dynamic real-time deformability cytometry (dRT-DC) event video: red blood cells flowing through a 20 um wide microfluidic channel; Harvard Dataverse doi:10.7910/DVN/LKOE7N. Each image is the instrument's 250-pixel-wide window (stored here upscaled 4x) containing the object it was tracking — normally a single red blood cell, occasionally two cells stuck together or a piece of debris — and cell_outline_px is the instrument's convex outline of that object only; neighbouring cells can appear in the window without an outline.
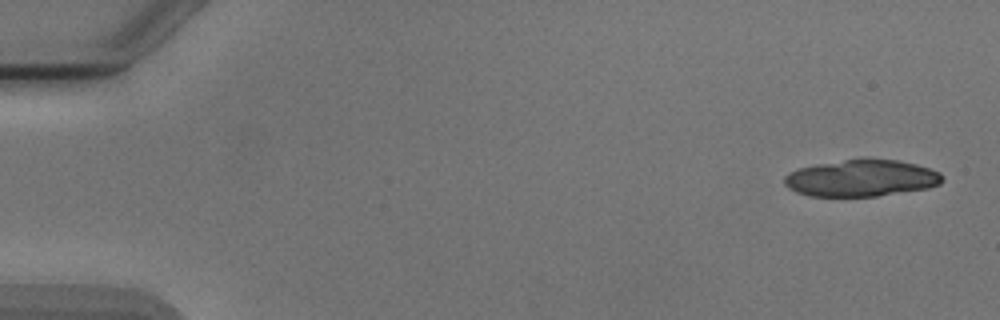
{"species": "Egyptian fruit bat (a non-hibernating species)", "species_latin": "Rousettus aegyptiacus", "temperature_condition": "cold", "stored_images_in_passage": 4, "camera_frame_rate_fps": 3000, "um_per_image_px": 0.085, "animal": {"sex": "male"}, "frame": {"image": 1, "passage_image": 1, "time_ms": 0.0, "image_size_px": [1000, 320], "cell_outline_px": [[944, 180], [940, 184], [928, 188], [876, 196], [808, 196], [796, 192], [788, 188], [784, 184], [784, 176], [788, 172], [800, 168], [820, 164], [864, 156], [896, 160], [916, 164], [940, 172], [944, 176]], "centroid_in_image_um": [73.23, 15.12], "position_along_channel_um": 11.8, "area_um2": 34.28}}